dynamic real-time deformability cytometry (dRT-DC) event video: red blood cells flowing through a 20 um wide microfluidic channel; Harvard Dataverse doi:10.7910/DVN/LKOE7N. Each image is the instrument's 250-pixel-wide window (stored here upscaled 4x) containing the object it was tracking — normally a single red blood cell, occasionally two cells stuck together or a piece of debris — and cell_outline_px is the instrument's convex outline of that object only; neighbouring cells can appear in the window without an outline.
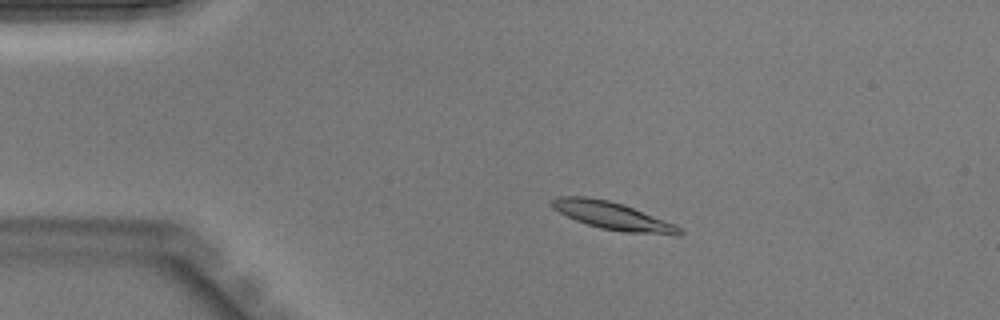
{"species": "Egyptian fruit bat (a non-hibernating species)", "species_latin": "Rousettus aegyptiacus", "temperature_condition": "warm", "stored_images_in_passage": 45, "segment_of_instrument_passage": [1, 2], "camera_frame_rate_fps": 3000, "um_per_image_px": 0.085, "animal": {"sex": "male"}, "frame": {"image": 1, "passage_image": 9, "time_ms": 2.667, "image_size_px": [1000, 320], "cell_outline_px": [[684, 232], [680, 236], [676, 236], [624, 232], [600, 228], [576, 220], [552, 208], [548, 204], [548, 200], [556, 196], [588, 196], [608, 200], [624, 204], [676, 224], [684, 228]], "centroid_in_image_um": [52.12, 18.35], "position_along_channel_um": 32.9, "area_um2": 21.1}}
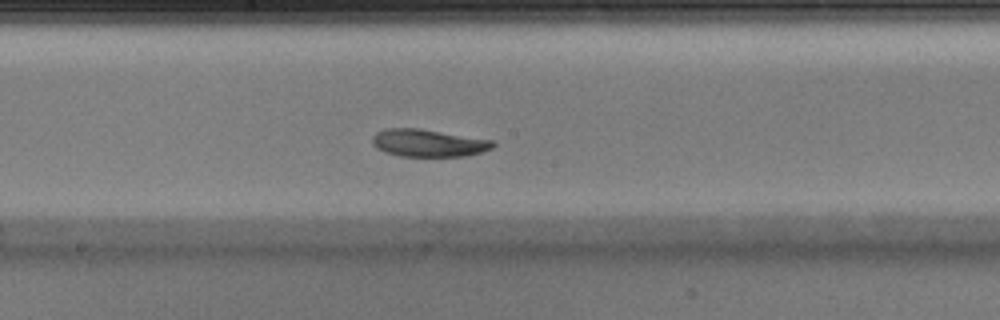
{"frame": {"image": 2, "passage_image": 24, "time_ms": 7.667, "image_size_px": [1000, 320], "cell_outline_px": [[496, 144], [492, 148], [468, 156], [400, 156], [384, 152], [376, 148], [372, 144], [372, 136], [376, 132], [388, 128], [420, 128], [492, 140]], "centroid_in_image_um": [36.38, 12.15], "position_along_channel_um": 211.8, "area_um2": 19.36}}
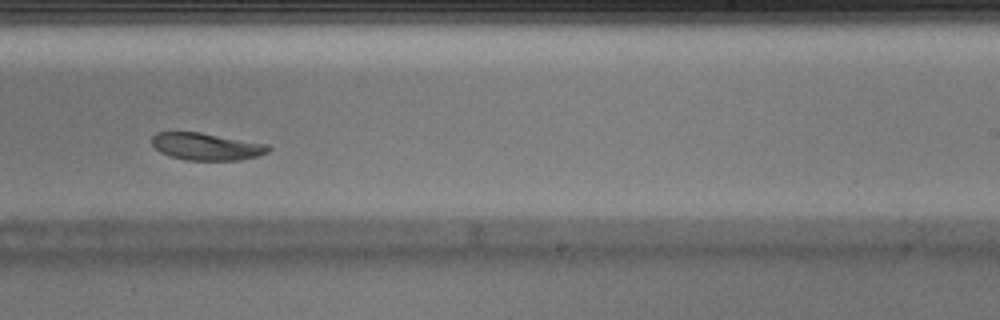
{"frame": {"image": 3, "passage_image": 28, "time_ms": 9.0, "image_size_px": [1000, 320], "cell_outline_px": [[272, 148], [268, 152], [260, 156], [240, 160], [184, 160], [168, 156], [160, 152], [152, 144], [152, 136], [156, 132], [200, 132], [268, 144]], "centroid_in_image_um": [17.56, 12.46], "position_along_channel_um": 271.4, "area_um2": 18.67}}